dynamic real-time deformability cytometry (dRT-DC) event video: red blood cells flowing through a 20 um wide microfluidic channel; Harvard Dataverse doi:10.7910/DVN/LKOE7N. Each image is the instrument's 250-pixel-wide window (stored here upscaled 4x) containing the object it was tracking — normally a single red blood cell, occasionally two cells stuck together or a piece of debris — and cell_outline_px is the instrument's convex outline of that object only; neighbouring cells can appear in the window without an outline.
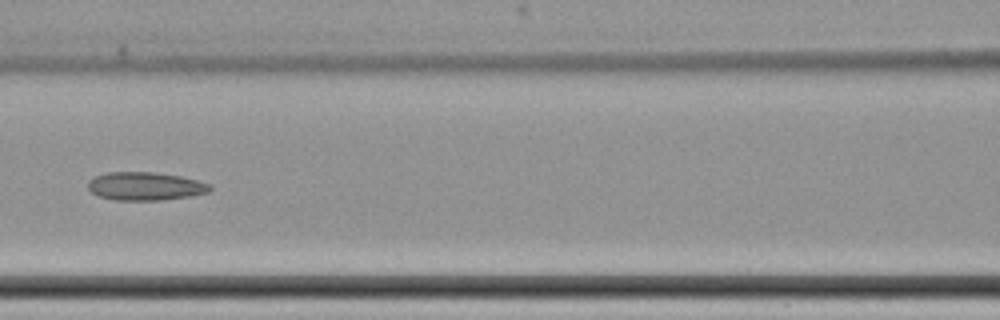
{"species": "common noctule bat (a hibernating species)", "species_latin": "Nyctalus noctula", "temperature_condition": "cold", "stored_images_in_passage": 12, "camera_frame_rate_fps": 3000, "um_per_image_px": 0.085, "animal": {"sex": "female", "body_mass_g": 22.7, "forearm_length_mm": 54.2}, "frame": {"image": 1, "passage_image": 9, "time_ms": 10.667, "image_size_px": [1000, 320], "cell_outline_px": [[212, 188], [208, 192], [188, 196], [160, 200], [116, 200], [100, 196], [92, 192], [88, 188], [88, 180], [96, 176], [108, 172], [152, 172], [180, 176], [212, 184]], "centroid_in_image_um": [12.35, 15.82], "position_along_channel_um": 154.3, "area_um2": 19.88}}
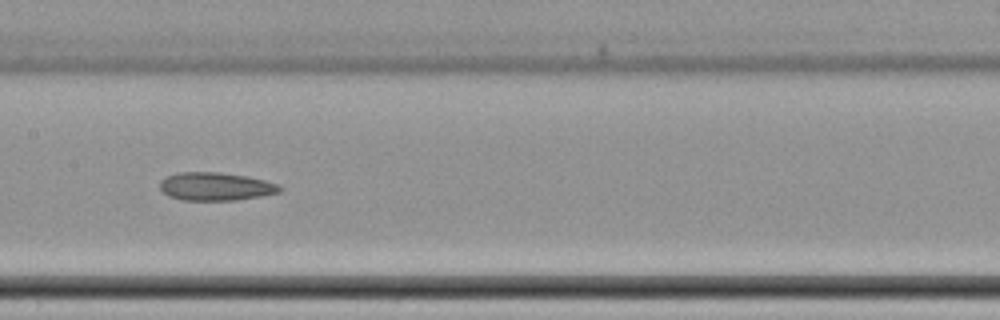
{"frame": {"image": 2, "passage_image": 10, "time_ms": 11.667, "image_size_px": [1000, 320], "cell_outline_px": [[284, 188], [280, 192], [260, 196], [232, 200], [180, 200], [168, 196], [160, 188], [160, 180], [168, 176], [180, 172], [220, 172], [244, 176], [264, 180], [280, 184]], "centroid_in_image_um": [18.34, 15.85], "position_along_channel_um": 189.1, "area_um2": 19.59}}
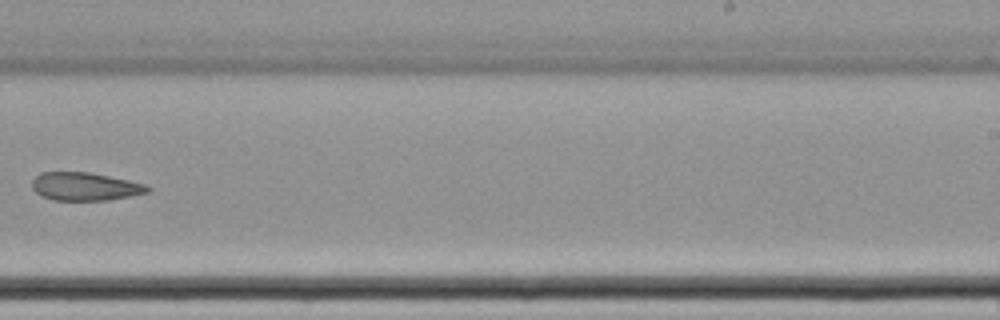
{"frame": {"image": 3, "passage_image": 12, "time_ms": 14.333, "image_size_px": [1000, 320], "cell_outline_px": [[152, 188], [148, 192], [108, 200], [52, 200], [36, 192], [32, 188], [32, 180], [40, 172], [88, 172], [148, 184]], "centroid_in_image_um": [7.23, 15.85], "position_along_channel_um": 281.8, "area_um2": 18.84}}